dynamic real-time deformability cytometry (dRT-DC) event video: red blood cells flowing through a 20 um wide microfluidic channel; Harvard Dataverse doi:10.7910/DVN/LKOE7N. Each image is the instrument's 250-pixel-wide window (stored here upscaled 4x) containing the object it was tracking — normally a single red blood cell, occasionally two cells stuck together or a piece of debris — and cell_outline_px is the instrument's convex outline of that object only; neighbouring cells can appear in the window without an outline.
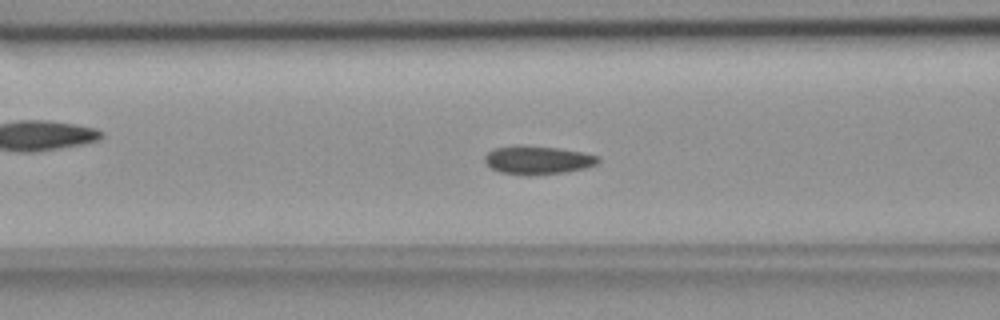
{"species": "common noctule bat (a hibernating species)", "species_latin": "Nyctalus noctula", "temperature_condition": "room temperature", "stored_images_in_passage": 54, "camera_frame_rate_fps": 3000, "um_per_image_px": 0.085, "animal": {"sex": "female", "body_mass_g": 18.4}, "frame": {"image": 1, "passage_image": 21, "time_ms": 6.667, "image_size_px": [1000, 320], "cell_outline_px": [[600, 160], [596, 164], [584, 168], [564, 172], [528, 176], [500, 172], [492, 168], [484, 160], [484, 156], [492, 148], [516, 144], [520, 144], [556, 148], [584, 152], [600, 156]], "centroid_in_image_um": [45.68, 13.59], "position_along_channel_um": 120.9, "area_um2": 19.02}}
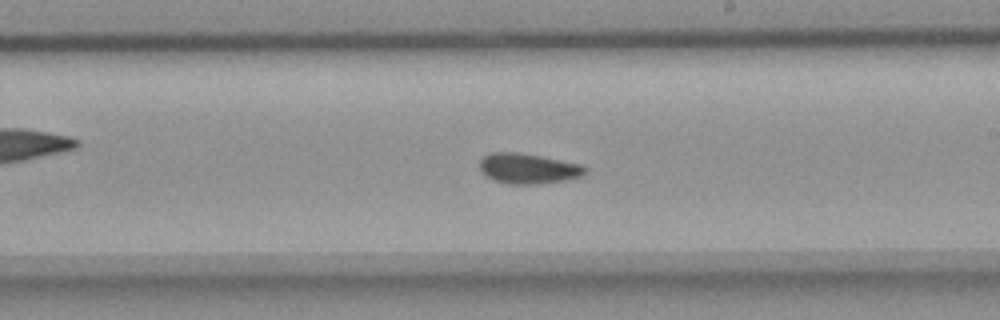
{"frame": {"image": 2, "passage_image": 31, "time_ms": 10.0, "image_size_px": [1000, 320], "cell_outline_px": [[588, 172], [584, 176], [564, 180], [536, 184], [508, 184], [484, 176], [480, 172], [480, 160], [488, 152], [520, 152], [580, 164], [588, 168]], "centroid_in_image_um": [44.89, 14.32], "position_along_channel_um": 244.1, "area_um2": 18.79}}
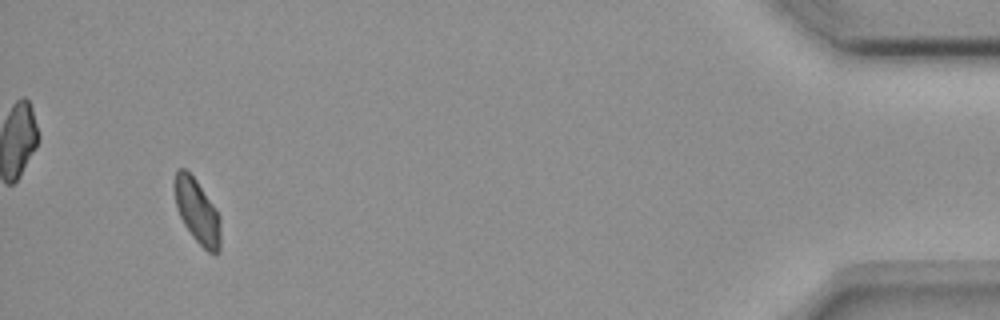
{"frame": {"image": 3, "passage_image": 51, "time_ms": 16.667, "image_size_px": [1000, 320], "cell_outline_px": [[220, 252], [216, 256], [208, 252], [192, 236], [184, 224], [176, 208], [172, 188], [172, 184], [176, 168], [184, 168], [196, 180], [220, 216]], "centroid_in_image_um": [16.73, 17.95], "position_along_channel_um": 418.5, "area_um2": 17.51}, "authors_computed_cell_mechanics": {"area_um2": 18.3226, "velocity_mm_per_s": 3.7062, "shape_relaxation_time_tau1_ms": null, "shape_relaxation_time_tau2_ms": 2.5488, "deformation_change_tau1": null, "deformation_change_tau2": 0.0568}}